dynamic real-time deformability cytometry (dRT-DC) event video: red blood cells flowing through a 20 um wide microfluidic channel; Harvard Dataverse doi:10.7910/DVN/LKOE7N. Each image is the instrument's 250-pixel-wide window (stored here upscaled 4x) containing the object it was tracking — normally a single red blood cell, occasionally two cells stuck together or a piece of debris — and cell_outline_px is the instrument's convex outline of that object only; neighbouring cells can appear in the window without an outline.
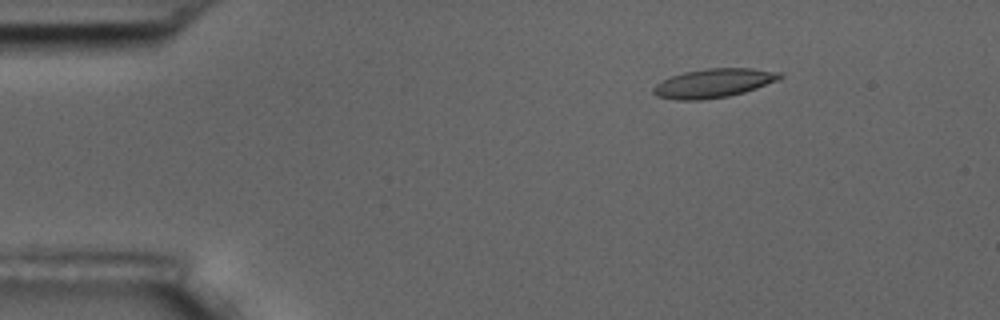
{"species": "common noctule bat (a hibernating species)", "species_latin": "Nyctalus noctula", "temperature_condition": "room temperature", "stored_images_in_passage": 6, "camera_frame_rate_fps": 3000, "um_per_image_px": 0.085, "animal": {"sex": "male", "body_mass_g": 17.5, "forearm_length_mm": 52.3}, "frame": {"image": 1, "passage_image": 3, "time_ms": 2.667, "image_size_px": [1000, 320], "cell_outline_px": [[784, 76], [776, 80], [756, 88], [744, 92], [728, 96], [700, 100], [680, 100], [656, 96], [652, 92], [652, 88], [656, 84], [672, 76], [684, 72], [708, 68], [752, 68], [780, 72]], "centroid_in_image_um": [60.64, 7.06], "position_along_channel_um": 24.4, "area_um2": 21.1}}
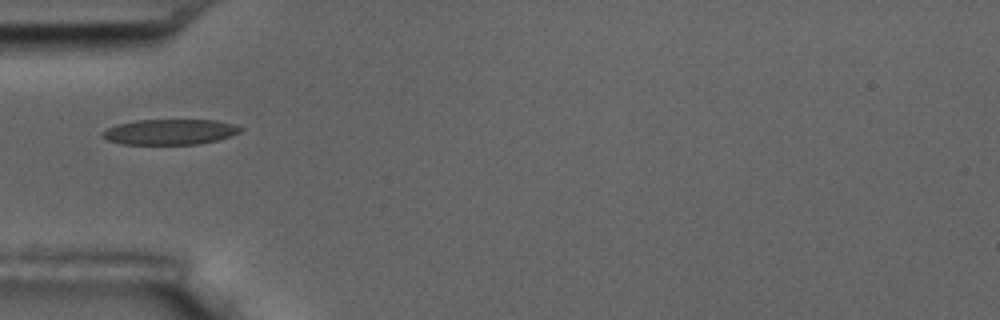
{"frame": {"image": 2, "passage_image": 6, "time_ms": 6.0, "image_size_px": [1000, 320], "cell_outline_px": [[244, 128], [240, 132], [232, 136], [200, 144], [120, 144], [108, 140], [100, 136], [100, 132], [116, 124], [136, 120], [216, 120], [236, 124]], "centroid_in_image_um": [14.44, 11.21], "position_along_channel_um": 70.6, "area_um2": 20.69}}